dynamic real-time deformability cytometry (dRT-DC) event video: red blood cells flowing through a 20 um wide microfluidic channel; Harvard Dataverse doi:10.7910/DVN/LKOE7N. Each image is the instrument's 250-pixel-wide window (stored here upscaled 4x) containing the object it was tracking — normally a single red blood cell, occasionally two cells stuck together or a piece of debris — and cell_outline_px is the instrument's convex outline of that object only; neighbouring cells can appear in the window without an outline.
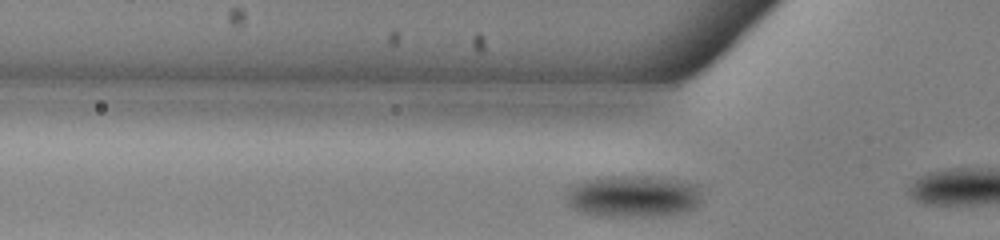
{"species": "common noctule bat (a hibernating species)", "species_latin": "Nyctalus noctula", "temperature_condition": "warm", "stored_images_in_passage": 13, "camera_frame_rate_fps": 3000, "um_per_image_px": 0.085, "animal": {"sex": "male", "body_mass_g": 13.0, "forearm_length_mm": 53.1}, "frame": {"image": 1, "passage_image": 11, "time_ms": 3.333, "image_size_px": [1000, 240], "cell_outline_px": [[700, 204], [696, 208], [688, 212], [660, 216], [612, 216], [584, 212], [572, 208], [564, 200], [572, 184], [584, 180], [608, 176], [648, 176], [676, 180], [696, 184], [700, 192]], "centroid_in_image_um": [53.84, 16.68], "position_along_channel_um": 72.0, "area_um2": 33.23}}